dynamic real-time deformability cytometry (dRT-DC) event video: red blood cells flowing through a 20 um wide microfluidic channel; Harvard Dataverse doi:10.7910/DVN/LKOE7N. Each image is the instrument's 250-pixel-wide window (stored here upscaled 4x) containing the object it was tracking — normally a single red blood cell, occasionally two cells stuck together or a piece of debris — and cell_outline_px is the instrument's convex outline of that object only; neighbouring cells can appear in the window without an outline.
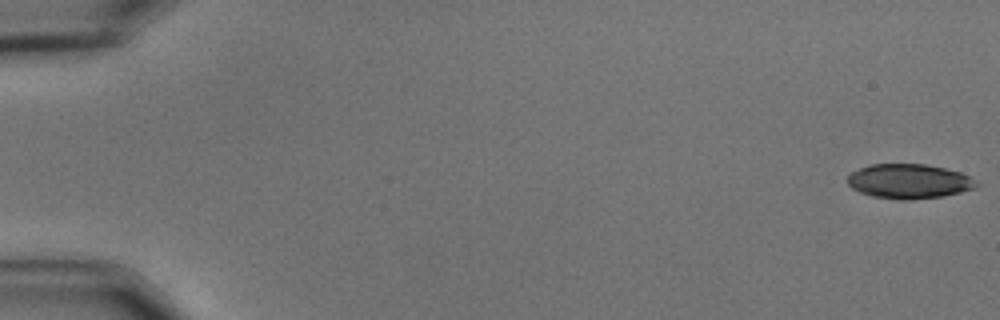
{"species": "common noctule bat (a hibernating species)", "species_latin": "Nyctalus noctula", "temperature_condition": "cold", "stored_images_in_passage": 58, "camera_frame_rate_fps": 3000, "um_per_image_px": 0.085, "animal": {"sex": "male", "body_mass_g": 15.6}, "frame": {"image": 1, "passage_image": 1, "time_ms": 0.0, "image_size_px": [1000, 320], "cell_outline_px": [[980, 184], [976, 188], [960, 192], [940, 196], [904, 200], [900, 200], [872, 196], [860, 192], [852, 188], [848, 184], [848, 176], [852, 172], [868, 164], [924, 164], [944, 168], [960, 172], [976, 180]], "centroid_in_image_um": [77.27, 15.4], "position_along_channel_um": 7.7, "area_um2": 25.84}}